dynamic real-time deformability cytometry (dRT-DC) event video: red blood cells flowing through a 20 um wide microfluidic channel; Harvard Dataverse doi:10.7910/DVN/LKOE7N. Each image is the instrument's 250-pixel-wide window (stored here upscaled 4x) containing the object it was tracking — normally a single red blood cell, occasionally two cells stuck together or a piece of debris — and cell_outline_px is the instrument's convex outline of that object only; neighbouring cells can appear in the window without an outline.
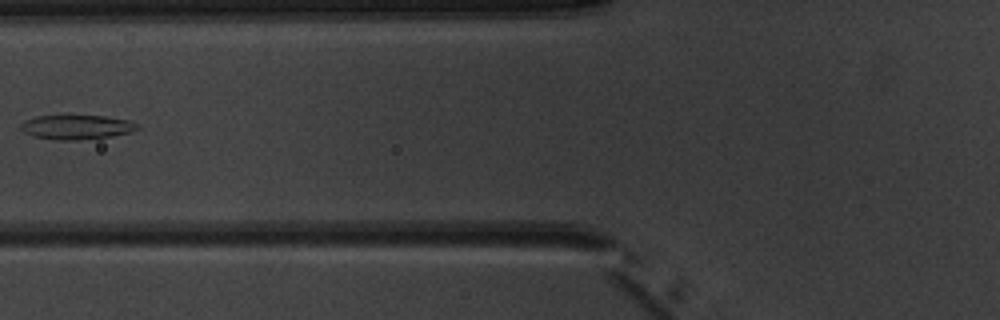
{"species": "common noctule bat (a hibernating species)", "species_latin": "Nyctalus noctula", "temperature_condition": "warm", "stored_images_in_passage": 7, "camera_frame_rate_fps": 3000, "um_per_image_px": 0.085, "animal": {"sex": "male", "body_mass_g": 20.1, "forearm_length_mm": 53.5}, "frame": {"image": 1, "passage_image": 6, "time_ms": 6.667, "image_size_px": [1000, 320], "cell_outline_px": [[140, 128], [128, 132], [112, 136], [80, 140], [56, 140], [32, 136], [24, 132], [20, 128], [20, 124], [24, 120], [36, 116], [104, 116], [128, 120], [140, 124]], "centroid_in_image_um": [6.49, 10.81], "position_along_channel_um": 119.3, "area_um2": 16.59}}
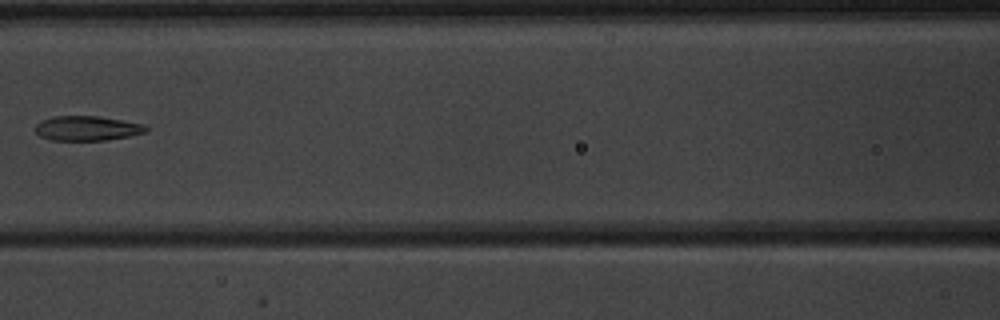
{"frame": {"image": 2, "passage_image": 7, "time_ms": 7.667, "image_size_px": [1000, 320], "cell_outline_px": [[148, 128], [144, 132], [132, 136], [108, 140], [52, 140], [40, 136], [36, 132], [36, 124], [40, 120], [52, 116], [96, 116], [144, 124]], "centroid_in_image_um": [7.39, 10.9], "position_along_channel_um": 159.2, "area_um2": 15.9}}